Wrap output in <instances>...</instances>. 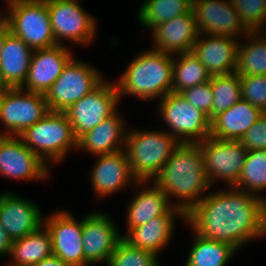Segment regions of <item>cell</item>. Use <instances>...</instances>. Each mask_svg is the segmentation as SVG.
<instances>
[{
	"label": "cell",
	"mask_w": 266,
	"mask_h": 266,
	"mask_svg": "<svg viewBox=\"0 0 266 266\" xmlns=\"http://www.w3.org/2000/svg\"><path fill=\"white\" fill-rule=\"evenodd\" d=\"M228 189L205 194L183 222L199 236L239 251L246 242L266 234V198L234 187Z\"/></svg>",
	"instance_id": "obj_1"
},
{
	"label": "cell",
	"mask_w": 266,
	"mask_h": 266,
	"mask_svg": "<svg viewBox=\"0 0 266 266\" xmlns=\"http://www.w3.org/2000/svg\"><path fill=\"white\" fill-rule=\"evenodd\" d=\"M152 182L169 201L177 197L176 207L186 215L212 186L203 166L199 144L180 143Z\"/></svg>",
	"instance_id": "obj_2"
},
{
	"label": "cell",
	"mask_w": 266,
	"mask_h": 266,
	"mask_svg": "<svg viewBox=\"0 0 266 266\" xmlns=\"http://www.w3.org/2000/svg\"><path fill=\"white\" fill-rule=\"evenodd\" d=\"M173 56L154 48L135 56L115 82L119 100L126 95L160 100L172 92Z\"/></svg>",
	"instance_id": "obj_3"
},
{
	"label": "cell",
	"mask_w": 266,
	"mask_h": 266,
	"mask_svg": "<svg viewBox=\"0 0 266 266\" xmlns=\"http://www.w3.org/2000/svg\"><path fill=\"white\" fill-rule=\"evenodd\" d=\"M165 131H127L124 150L131 172L138 181L150 183L180 144L174 136Z\"/></svg>",
	"instance_id": "obj_4"
},
{
	"label": "cell",
	"mask_w": 266,
	"mask_h": 266,
	"mask_svg": "<svg viewBox=\"0 0 266 266\" xmlns=\"http://www.w3.org/2000/svg\"><path fill=\"white\" fill-rule=\"evenodd\" d=\"M47 165L60 163L71 149L77 150V139L64 112H48L19 136Z\"/></svg>",
	"instance_id": "obj_5"
},
{
	"label": "cell",
	"mask_w": 266,
	"mask_h": 266,
	"mask_svg": "<svg viewBox=\"0 0 266 266\" xmlns=\"http://www.w3.org/2000/svg\"><path fill=\"white\" fill-rule=\"evenodd\" d=\"M6 4V23L15 36L33 50L57 45L44 0H16Z\"/></svg>",
	"instance_id": "obj_6"
},
{
	"label": "cell",
	"mask_w": 266,
	"mask_h": 266,
	"mask_svg": "<svg viewBox=\"0 0 266 266\" xmlns=\"http://www.w3.org/2000/svg\"><path fill=\"white\" fill-rule=\"evenodd\" d=\"M158 103L160 117L169 127L167 132L180 143H198L210 136L211 122L208 116L180 93L170 92Z\"/></svg>",
	"instance_id": "obj_7"
},
{
	"label": "cell",
	"mask_w": 266,
	"mask_h": 266,
	"mask_svg": "<svg viewBox=\"0 0 266 266\" xmlns=\"http://www.w3.org/2000/svg\"><path fill=\"white\" fill-rule=\"evenodd\" d=\"M104 80L102 73L96 68L73 57L45 94L49 110L53 112L66 111Z\"/></svg>",
	"instance_id": "obj_8"
},
{
	"label": "cell",
	"mask_w": 266,
	"mask_h": 266,
	"mask_svg": "<svg viewBox=\"0 0 266 266\" xmlns=\"http://www.w3.org/2000/svg\"><path fill=\"white\" fill-rule=\"evenodd\" d=\"M50 112L44 94L17 88H5L0 93V121L4 130L0 136H19Z\"/></svg>",
	"instance_id": "obj_9"
},
{
	"label": "cell",
	"mask_w": 266,
	"mask_h": 266,
	"mask_svg": "<svg viewBox=\"0 0 266 266\" xmlns=\"http://www.w3.org/2000/svg\"><path fill=\"white\" fill-rule=\"evenodd\" d=\"M44 1L57 45H63L61 42L64 40L78 46L92 42L97 33L96 19L81 7V0Z\"/></svg>",
	"instance_id": "obj_10"
},
{
	"label": "cell",
	"mask_w": 266,
	"mask_h": 266,
	"mask_svg": "<svg viewBox=\"0 0 266 266\" xmlns=\"http://www.w3.org/2000/svg\"><path fill=\"white\" fill-rule=\"evenodd\" d=\"M203 166L211 185L217 179L234 187L240 177L248 150L240 140H220L209 136L198 142Z\"/></svg>",
	"instance_id": "obj_11"
},
{
	"label": "cell",
	"mask_w": 266,
	"mask_h": 266,
	"mask_svg": "<svg viewBox=\"0 0 266 266\" xmlns=\"http://www.w3.org/2000/svg\"><path fill=\"white\" fill-rule=\"evenodd\" d=\"M119 101L115 82L104 80L64 111L72 125L75 138L78 140L83 134L112 116L118 110Z\"/></svg>",
	"instance_id": "obj_12"
},
{
	"label": "cell",
	"mask_w": 266,
	"mask_h": 266,
	"mask_svg": "<svg viewBox=\"0 0 266 266\" xmlns=\"http://www.w3.org/2000/svg\"><path fill=\"white\" fill-rule=\"evenodd\" d=\"M47 165L18 136H0V176L15 180H45Z\"/></svg>",
	"instance_id": "obj_13"
},
{
	"label": "cell",
	"mask_w": 266,
	"mask_h": 266,
	"mask_svg": "<svg viewBox=\"0 0 266 266\" xmlns=\"http://www.w3.org/2000/svg\"><path fill=\"white\" fill-rule=\"evenodd\" d=\"M117 225L104 212H92L83 218L82 247L84 266L108 263L122 239Z\"/></svg>",
	"instance_id": "obj_14"
},
{
	"label": "cell",
	"mask_w": 266,
	"mask_h": 266,
	"mask_svg": "<svg viewBox=\"0 0 266 266\" xmlns=\"http://www.w3.org/2000/svg\"><path fill=\"white\" fill-rule=\"evenodd\" d=\"M192 10L199 34L238 39L249 33L231 0H192Z\"/></svg>",
	"instance_id": "obj_15"
},
{
	"label": "cell",
	"mask_w": 266,
	"mask_h": 266,
	"mask_svg": "<svg viewBox=\"0 0 266 266\" xmlns=\"http://www.w3.org/2000/svg\"><path fill=\"white\" fill-rule=\"evenodd\" d=\"M51 235L52 254L71 266H84L83 219L77 221L69 211H56L44 218Z\"/></svg>",
	"instance_id": "obj_16"
},
{
	"label": "cell",
	"mask_w": 266,
	"mask_h": 266,
	"mask_svg": "<svg viewBox=\"0 0 266 266\" xmlns=\"http://www.w3.org/2000/svg\"><path fill=\"white\" fill-rule=\"evenodd\" d=\"M98 159L91 172V186L98 197H107L127 187L130 183L137 188L148 181H138L132 174L125 150L107 155L96 156Z\"/></svg>",
	"instance_id": "obj_17"
},
{
	"label": "cell",
	"mask_w": 266,
	"mask_h": 266,
	"mask_svg": "<svg viewBox=\"0 0 266 266\" xmlns=\"http://www.w3.org/2000/svg\"><path fill=\"white\" fill-rule=\"evenodd\" d=\"M73 57L64 44L34 50L26 80L20 88L45 95Z\"/></svg>",
	"instance_id": "obj_18"
},
{
	"label": "cell",
	"mask_w": 266,
	"mask_h": 266,
	"mask_svg": "<svg viewBox=\"0 0 266 266\" xmlns=\"http://www.w3.org/2000/svg\"><path fill=\"white\" fill-rule=\"evenodd\" d=\"M36 203L12 192L0 194V224L15 241L37 230L44 218Z\"/></svg>",
	"instance_id": "obj_19"
},
{
	"label": "cell",
	"mask_w": 266,
	"mask_h": 266,
	"mask_svg": "<svg viewBox=\"0 0 266 266\" xmlns=\"http://www.w3.org/2000/svg\"><path fill=\"white\" fill-rule=\"evenodd\" d=\"M151 33L152 47L172 55L192 52L199 35L193 10L158 24Z\"/></svg>",
	"instance_id": "obj_20"
},
{
	"label": "cell",
	"mask_w": 266,
	"mask_h": 266,
	"mask_svg": "<svg viewBox=\"0 0 266 266\" xmlns=\"http://www.w3.org/2000/svg\"><path fill=\"white\" fill-rule=\"evenodd\" d=\"M238 43L236 38L199 34L192 53L211 76L227 75L236 71Z\"/></svg>",
	"instance_id": "obj_21"
},
{
	"label": "cell",
	"mask_w": 266,
	"mask_h": 266,
	"mask_svg": "<svg viewBox=\"0 0 266 266\" xmlns=\"http://www.w3.org/2000/svg\"><path fill=\"white\" fill-rule=\"evenodd\" d=\"M176 217L185 220V214L179 208L172 206L163 215L130 229L125 235L122 233V239L133 247L150 251L158 256L173 237Z\"/></svg>",
	"instance_id": "obj_22"
},
{
	"label": "cell",
	"mask_w": 266,
	"mask_h": 266,
	"mask_svg": "<svg viewBox=\"0 0 266 266\" xmlns=\"http://www.w3.org/2000/svg\"><path fill=\"white\" fill-rule=\"evenodd\" d=\"M125 121L116 111L97 127L83 134L77 140V150H84L93 156L107 155L125 149Z\"/></svg>",
	"instance_id": "obj_23"
},
{
	"label": "cell",
	"mask_w": 266,
	"mask_h": 266,
	"mask_svg": "<svg viewBox=\"0 0 266 266\" xmlns=\"http://www.w3.org/2000/svg\"><path fill=\"white\" fill-rule=\"evenodd\" d=\"M33 49L11 31L0 52V74L5 88L21 87L27 77Z\"/></svg>",
	"instance_id": "obj_24"
},
{
	"label": "cell",
	"mask_w": 266,
	"mask_h": 266,
	"mask_svg": "<svg viewBox=\"0 0 266 266\" xmlns=\"http://www.w3.org/2000/svg\"><path fill=\"white\" fill-rule=\"evenodd\" d=\"M263 112L241 99L211 122L210 136L220 140H240Z\"/></svg>",
	"instance_id": "obj_25"
},
{
	"label": "cell",
	"mask_w": 266,
	"mask_h": 266,
	"mask_svg": "<svg viewBox=\"0 0 266 266\" xmlns=\"http://www.w3.org/2000/svg\"><path fill=\"white\" fill-rule=\"evenodd\" d=\"M133 195L127 209V231L144 225L153 218L163 215L176 203H170L166 194L153 182Z\"/></svg>",
	"instance_id": "obj_26"
},
{
	"label": "cell",
	"mask_w": 266,
	"mask_h": 266,
	"mask_svg": "<svg viewBox=\"0 0 266 266\" xmlns=\"http://www.w3.org/2000/svg\"><path fill=\"white\" fill-rule=\"evenodd\" d=\"M52 255L51 235L42 224L37 230L13 241L11 256L13 263L6 266H34Z\"/></svg>",
	"instance_id": "obj_27"
},
{
	"label": "cell",
	"mask_w": 266,
	"mask_h": 266,
	"mask_svg": "<svg viewBox=\"0 0 266 266\" xmlns=\"http://www.w3.org/2000/svg\"><path fill=\"white\" fill-rule=\"evenodd\" d=\"M238 43L236 73L242 76L266 75V31L249 32Z\"/></svg>",
	"instance_id": "obj_28"
},
{
	"label": "cell",
	"mask_w": 266,
	"mask_h": 266,
	"mask_svg": "<svg viewBox=\"0 0 266 266\" xmlns=\"http://www.w3.org/2000/svg\"><path fill=\"white\" fill-rule=\"evenodd\" d=\"M192 232L196 239L189 250L185 266H227L230 258L237 252L227 243L206 239L193 230Z\"/></svg>",
	"instance_id": "obj_29"
},
{
	"label": "cell",
	"mask_w": 266,
	"mask_h": 266,
	"mask_svg": "<svg viewBox=\"0 0 266 266\" xmlns=\"http://www.w3.org/2000/svg\"><path fill=\"white\" fill-rule=\"evenodd\" d=\"M173 56L172 92L180 93L189 87L207 83L211 74L192 52Z\"/></svg>",
	"instance_id": "obj_30"
},
{
	"label": "cell",
	"mask_w": 266,
	"mask_h": 266,
	"mask_svg": "<svg viewBox=\"0 0 266 266\" xmlns=\"http://www.w3.org/2000/svg\"><path fill=\"white\" fill-rule=\"evenodd\" d=\"M192 10V0H145L138 12L140 25L153 29Z\"/></svg>",
	"instance_id": "obj_31"
},
{
	"label": "cell",
	"mask_w": 266,
	"mask_h": 266,
	"mask_svg": "<svg viewBox=\"0 0 266 266\" xmlns=\"http://www.w3.org/2000/svg\"><path fill=\"white\" fill-rule=\"evenodd\" d=\"M211 89L214 98L208 116L210 122L242 99L240 76L236 72L211 76Z\"/></svg>",
	"instance_id": "obj_32"
},
{
	"label": "cell",
	"mask_w": 266,
	"mask_h": 266,
	"mask_svg": "<svg viewBox=\"0 0 266 266\" xmlns=\"http://www.w3.org/2000/svg\"><path fill=\"white\" fill-rule=\"evenodd\" d=\"M234 188L256 196L266 190V150L247 152L239 180Z\"/></svg>",
	"instance_id": "obj_33"
},
{
	"label": "cell",
	"mask_w": 266,
	"mask_h": 266,
	"mask_svg": "<svg viewBox=\"0 0 266 266\" xmlns=\"http://www.w3.org/2000/svg\"><path fill=\"white\" fill-rule=\"evenodd\" d=\"M159 256L129 245L121 239L106 266H160Z\"/></svg>",
	"instance_id": "obj_34"
},
{
	"label": "cell",
	"mask_w": 266,
	"mask_h": 266,
	"mask_svg": "<svg viewBox=\"0 0 266 266\" xmlns=\"http://www.w3.org/2000/svg\"><path fill=\"white\" fill-rule=\"evenodd\" d=\"M249 32L266 31V0H231Z\"/></svg>",
	"instance_id": "obj_35"
},
{
	"label": "cell",
	"mask_w": 266,
	"mask_h": 266,
	"mask_svg": "<svg viewBox=\"0 0 266 266\" xmlns=\"http://www.w3.org/2000/svg\"><path fill=\"white\" fill-rule=\"evenodd\" d=\"M242 99L266 112V75L242 76Z\"/></svg>",
	"instance_id": "obj_36"
},
{
	"label": "cell",
	"mask_w": 266,
	"mask_h": 266,
	"mask_svg": "<svg viewBox=\"0 0 266 266\" xmlns=\"http://www.w3.org/2000/svg\"><path fill=\"white\" fill-rule=\"evenodd\" d=\"M180 94L186 99L189 103L194 105L196 108L204 112L209 116L212 107L213 93L211 89V79L207 83H202L189 87L184 91H181Z\"/></svg>",
	"instance_id": "obj_37"
},
{
	"label": "cell",
	"mask_w": 266,
	"mask_h": 266,
	"mask_svg": "<svg viewBox=\"0 0 266 266\" xmlns=\"http://www.w3.org/2000/svg\"><path fill=\"white\" fill-rule=\"evenodd\" d=\"M240 141L248 151L266 150V112L247 130Z\"/></svg>",
	"instance_id": "obj_38"
},
{
	"label": "cell",
	"mask_w": 266,
	"mask_h": 266,
	"mask_svg": "<svg viewBox=\"0 0 266 266\" xmlns=\"http://www.w3.org/2000/svg\"><path fill=\"white\" fill-rule=\"evenodd\" d=\"M13 245V240L0 224V256L10 255Z\"/></svg>",
	"instance_id": "obj_39"
},
{
	"label": "cell",
	"mask_w": 266,
	"mask_h": 266,
	"mask_svg": "<svg viewBox=\"0 0 266 266\" xmlns=\"http://www.w3.org/2000/svg\"><path fill=\"white\" fill-rule=\"evenodd\" d=\"M34 266H71V265L52 254L51 256L43 259L40 263H37Z\"/></svg>",
	"instance_id": "obj_40"
},
{
	"label": "cell",
	"mask_w": 266,
	"mask_h": 266,
	"mask_svg": "<svg viewBox=\"0 0 266 266\" xmlns=\"http://www.w3.org/2000/svg\"><path fill=\"white\" fill-rule=\"evenodd\" d=\"M10 32V28L7 23H5L1 28H0V52L2 50L4 40L6 38V35Z\"/></svg>",
	"instance_id": "obj_41"
},
{
	"label": "cell",
	"mask_w": 266,
	"mask_h": 266,
	"mask_svg": "<svg viewBox=\"0 0 266 266\" xmlns=\"http://www.w3.org/2000/svg\"><path fill=\"white\" fill-rule=\"evenodd\" d=\"M6 23V14H2L0 11V28Z\"/></svg>",
	"instance_id": "obj_42"
},
{
	"label": "cell",
	"mask_w": 266,
	"mask_h": 266,
	"mask_svg": "<svg viewBox=\"0 0 266 266\" xmlns=\"http://www.w3.org/2000/svg\"><path fill=\"white\" fill-rule=\"evenodd\" d=\"M5 89V87L2 84V77H0V93Z\"/></svg>",
	"instance_id": "obj_43"
},
{
	"label": "cell",
	"mask_w": 266,
	"mask_h": 266,
	"mask_svg": "<svg viewBox=\"0 0 266 266\" xmlns=\"http://www.w3.org/2000/svg\"><path fill=\"white\" fill-rule=\"evenodd\" d=\"M12 1H16V0H6L5 2L10 3Z\"/></svg>",
	"instance_id": "obj_44"
}]
</instances>
